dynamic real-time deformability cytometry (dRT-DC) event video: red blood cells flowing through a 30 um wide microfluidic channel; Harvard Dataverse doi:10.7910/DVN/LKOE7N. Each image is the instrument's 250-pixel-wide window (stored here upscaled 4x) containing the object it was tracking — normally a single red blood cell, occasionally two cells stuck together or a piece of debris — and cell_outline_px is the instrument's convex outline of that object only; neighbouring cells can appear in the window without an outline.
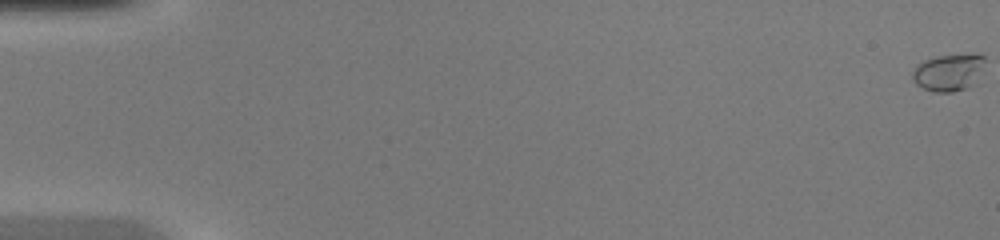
{"species": "common noctule bat (a hibernating species)", "species_latin": "Nyctalus noctula", "temperature_condition": "warm", "stored_images_in_passage": 48, "camera_frame_rate_fps": 3000, "um_per_image_px": 0.085, "animal": {"sex": "female", "body_mass_g": 20.0, "forearm_length_mm": 54.0}, "frame": {"image": 1, "passage_image": 1, "time_ms": 0.0, "image_size_px": [1000, 240], "cell_outline_px": [[984, 60], [976, 84], [968, 88], [952, 92], [936, 92], [924, 88], [916, 84], [912, 80], [912, 72], [916, 64], [924, 60], [936, 56], [976, 52], [984, 56]], "centroid_in_image_um": [80.64, 6.13], "position_along_channel_um": 4.4, "area_um2": 16.01}}
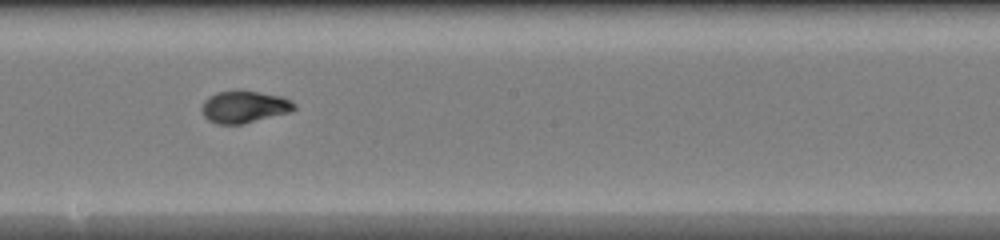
{"frame": {"image": 2, "passage_image": 28, "time_ms": 9.0, "image_size_px": [1000, 240], "cell_outline_px": [[296, 108], [292, 112], [240, 124], [216, 124], [208, 120], [204, 116], [200, 108], [204, 100], [208, 96], [216, 92], [256, 92], [284, 96], [292, 100], [296, 104]], "centroid_in_image_um": [20.78, 9.1], "position_along_channel_um": 227.4, "area_um2": 17.22}}
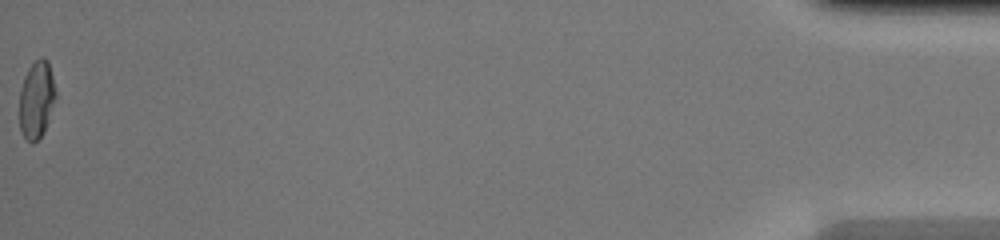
{"frame": {"image": 3, "passage_image": 48, "time_ms": 15.667, "image_size_px": [1000, 240], "cell_outline_px": [[56, 96], [44, 132], [32, 144], [24, 136], [20, 128], [20, 88], [24, 76], [28, 68], [40, 56], [44, 56], [48, 60], [56, 92]], "centroid_in_image_um": [3.1, 8.42], "position_along_channel_um": 432.1, "area_um2": 16.24}}